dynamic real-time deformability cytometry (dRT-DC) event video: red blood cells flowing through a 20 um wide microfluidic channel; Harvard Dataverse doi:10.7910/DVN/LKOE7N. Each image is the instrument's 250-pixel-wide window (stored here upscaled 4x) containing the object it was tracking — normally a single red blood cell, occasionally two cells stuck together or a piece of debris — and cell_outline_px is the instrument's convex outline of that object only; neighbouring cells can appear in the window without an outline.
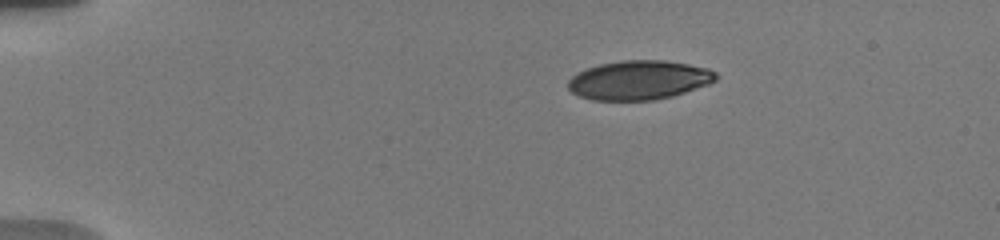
{"species": "human", "species_latin": "Homo sapiens", "temperature_condition": "warm", "stored_images_in_passage": 21, "camera_frame_rate_fps": 3000, "um_per_image_px": 0.085, "donor": {"sex": "male"}, "frame": {"image": 1, "passage_image": 1, "time_ms": 0.0, "image_size_px": [1000, 240], "cell_outline_px": [[716, 80], [708, 84], [672, 96], [656, 100], [592, 100], [580, 96], [572, 92], [568, 88], [568, 80], [576, 72], [600, 64], [620, 60], [664, 60], [688, 64], [708, 68], [716, 72]], "centroid_in_image_um": [54.29, 6.8], "position_along_channel_um": 30.7, "area_um2": 33.7}}
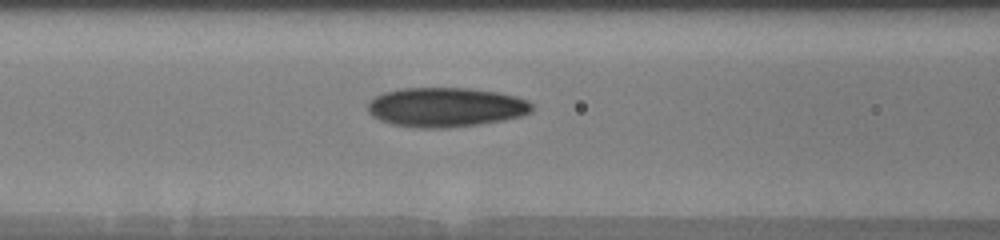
{"frame": {"image": 2, "passage_image": 13, "time_ms": 4.667, "image_size_px": [1000, 240], "cell_outline_px": [[532, 112], [520, 116], [504, 120], [448, 128], [416, 128], [392, 124], [380, 120], [372, 116], [368, 112], [368, 100], [384, 92], [404, 88], [468, 88], [496, 92], [516, 96], [528, 100], [532, 104]], "centroid_in_image_um": [37.87, 9.11], "position_along_channel_um": 128.7, "area_um2": 37.8}}
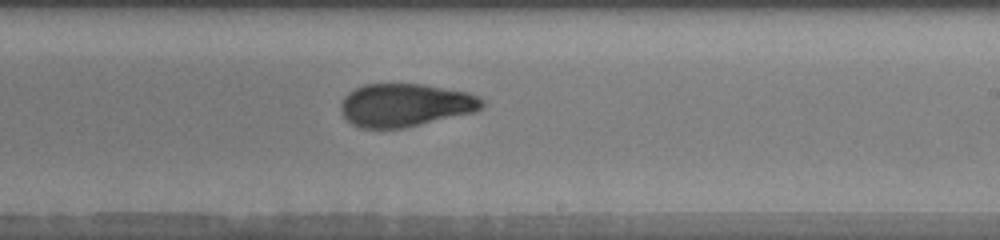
{"frame": {"image": 3, "passage_image": 21, "time_ms": 8.0, "image_size_px": [1000, 240], "cell_outline_px": [[484, 108], [476, 112], [404, 128], [360, 128], [352, 124], [344, 116], [340, 108], [340, 104], [344, 96], [348, 92], [364, 84], [424, 84], [468, 92], [480, 96], [484, 100]], "centroid_in_image_um": [34.49, 8.93], "position_along_channel_um": 254.5, "area_um2": 35.78}}